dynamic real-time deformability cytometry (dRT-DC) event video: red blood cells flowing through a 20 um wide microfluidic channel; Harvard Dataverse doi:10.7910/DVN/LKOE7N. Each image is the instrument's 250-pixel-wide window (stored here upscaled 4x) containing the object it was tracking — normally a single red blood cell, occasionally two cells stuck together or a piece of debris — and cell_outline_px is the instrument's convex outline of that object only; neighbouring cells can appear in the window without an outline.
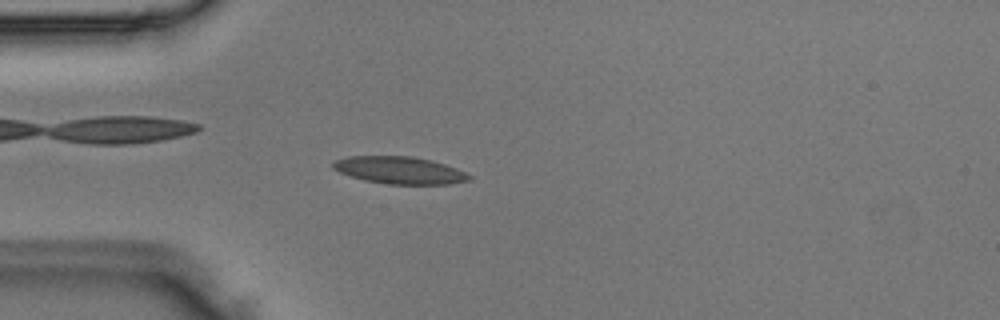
{"species": "Egyptian fruit bat (a non-hibernating species)", "species_latin": "Rousettus aegyptiacus", "temperature_condition": "room temperature", "stored_images_in_passage": 49, "camera_frame_rate_fps": 3000, "um_per_image_px": 0.085, "animal": {"sex": "male"}, "frame": {"image": 1, "passage_image": 14, "time_ms": 4.333, "image_size_px": [1000, 320], "cell_outline_px": [[472, 180], [448, 184], [388, 184], [364, 180], [340, 172], [332, 168], [332, 160], [348, 156], [412, 156], [432, 160], [456, 168], [472, 176]], "centroid_in_image_um": [33.96, 14.46], "position_along_channel_um": 51.0, "area_um2": 21.68}}
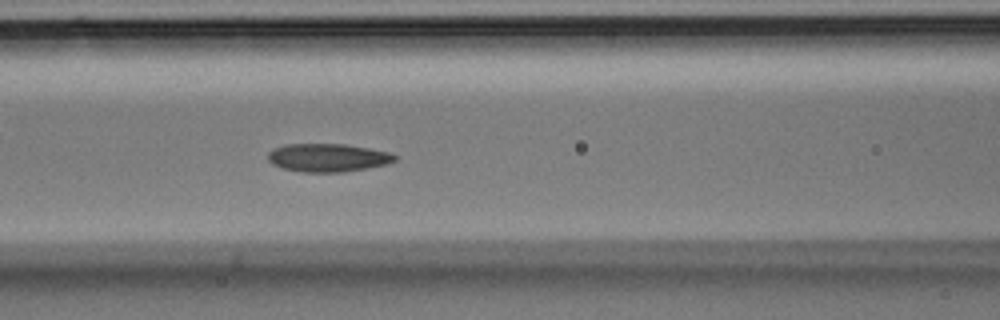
{"frame": {"image": 2, "passage_image": 21, "time_ms": 6.667, "image_size_px": [1000, 320], "cell_outline_px": [[396, 160], [384, 164], [364, 168], [340, 172], [304, 172], [284, 168], [272, 164], [268, 160], [268, 152], [272, 148], [284, 144], [344, 144], [368, 148], [388, 152], [396, 156]], "centroid_in_image_um": [27.8, 13.39], "position_along_channel_um": 138.8, "area_um2": 20.58}}
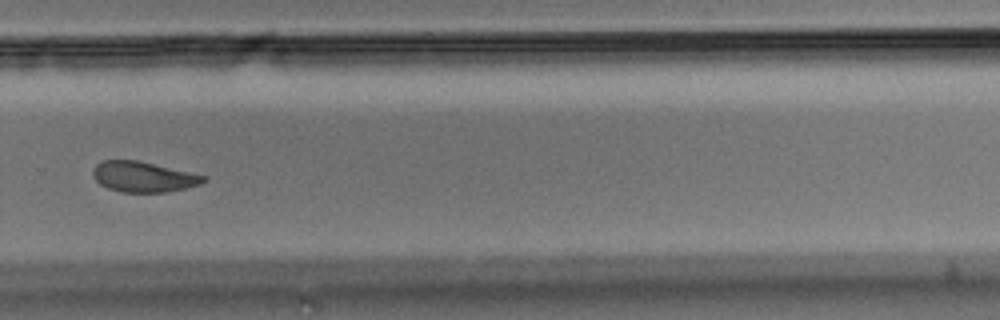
{"frame": {"image": 3, "passage_image": 34, "time_ms": 11.0, "image_size_px": [1000, 320], "cell_outline_px": [[208, 180], [200, 184], [168, 192], [120, 192], [108, 188], [100, 184], [92, 176], [92, 168], [96, 164], [104, 160], [140, 160], [192, 172], [208, 176]], "centroid_in_image_um": [12.2, 15.02], "position_along_channel_um": 317.6, "area_um2": 19.94}}